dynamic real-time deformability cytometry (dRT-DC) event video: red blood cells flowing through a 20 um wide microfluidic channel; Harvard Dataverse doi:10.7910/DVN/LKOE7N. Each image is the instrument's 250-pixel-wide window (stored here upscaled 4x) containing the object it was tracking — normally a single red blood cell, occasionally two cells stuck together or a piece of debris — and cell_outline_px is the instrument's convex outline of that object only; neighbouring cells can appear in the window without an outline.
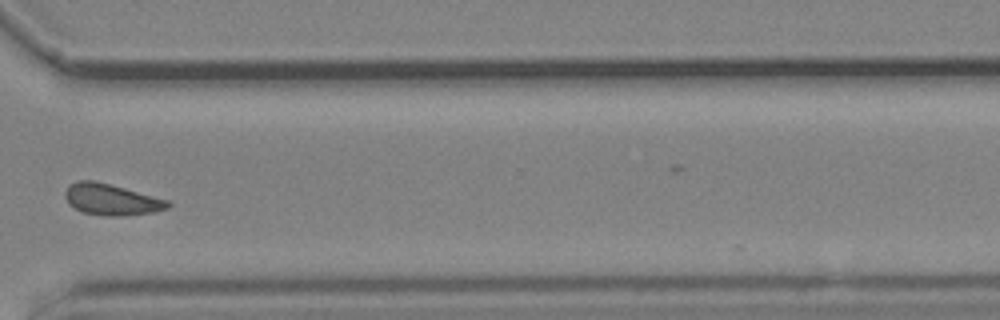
{"species": "common noctule bat (a hibernating species)", "species_latin": "Nyctalus noctula", "temperature_condition": "cold", "stored_images_in_passage": 14, "camera_frame_rate_fps": 3000, "um_per_image_px": 0.085, "animal": {"sex": "male", "body_mass_g": 19.2, "forearm_length_mm": 51.8}, "frame": {"image": 1, "passage_image": 11, "time_ms": 3.333, "image_size_px": [1000, 320], "cell_outline_px": [[172, 204], [168, 208], [152, 212], [120, 216], [104, 216], [84, 212], [68, 204], [64, 196], [64, 192], [68, 184], [76, 180], [96, 180], [168, 200]], "centroid_in_image_um": [9.42, 16.94], "position_along_channel_um": 361.2, "area_um2": 18.79}}